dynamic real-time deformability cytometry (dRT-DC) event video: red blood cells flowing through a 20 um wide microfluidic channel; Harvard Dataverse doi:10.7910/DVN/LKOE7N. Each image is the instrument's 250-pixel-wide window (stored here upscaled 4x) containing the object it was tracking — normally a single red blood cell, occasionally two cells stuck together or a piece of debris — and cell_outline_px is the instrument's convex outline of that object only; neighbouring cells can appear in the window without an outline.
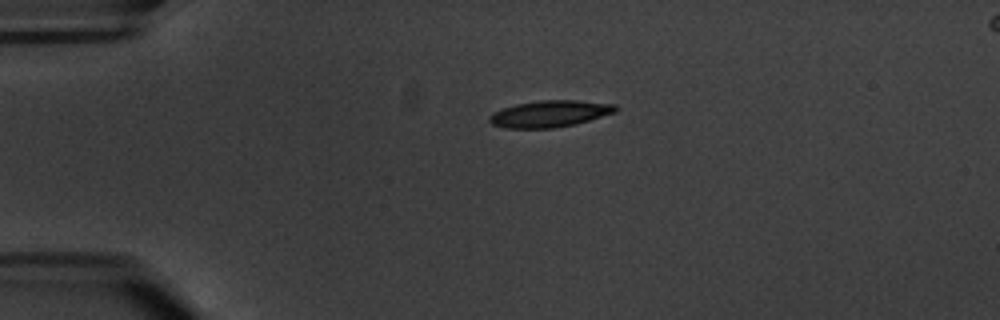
{"species": "common noctule bat (a hibernating species)", "species_latin": "Nyctalus noctula", "temperature_condition": "warm", "stored_images_in_passage": 2, "camera_frame_rate_fps": 3000, "um_per_image_px": 0.085, "animal": {"sex": "male", "body_mass_g": 20.1, "forearm_length_mm": 53.5}, "frame": {"image": 1, "passage_image": 1, "time_ms": 0.0, "image_size_px": [1000, 320], "cell_outline_px": [[616, 112], [576, 124], [552, 128], [504, 128], [492, 124], [488, 120], [488, 116], [492, 112], [516, 104], [540, 100], [576, 100], [616, 104]], "centroid_in_image_um": [46.71, 9.67], "position_along_channel_um": 38.3, "area_um2": 19.59}}